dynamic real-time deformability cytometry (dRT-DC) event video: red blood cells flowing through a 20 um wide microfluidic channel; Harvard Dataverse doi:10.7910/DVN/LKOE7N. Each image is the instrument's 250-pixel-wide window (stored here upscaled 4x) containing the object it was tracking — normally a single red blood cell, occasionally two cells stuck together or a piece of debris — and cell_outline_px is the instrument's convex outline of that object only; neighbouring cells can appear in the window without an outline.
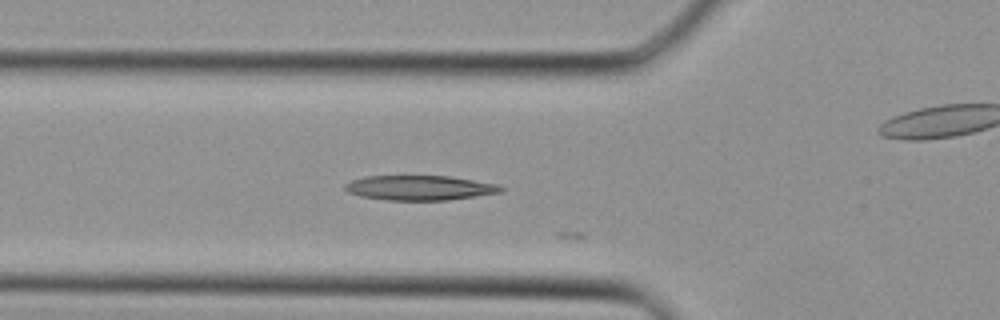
{"species": "Egyptian fruit bat (a non-hibernating species)", "species_latin": "Rousettus aegyptiacus", "temperature_condition": "cold", "stored_images_in_passage": 6, "camera_frame_rate_fps": 3000, "um_per_image_px": 0.085, "animal": {"sex": "female"}, "frame": {"image": 1, "passage_image": 2, "time_ms": 0.333, "image_size_px": [1000, 320], "cell_outline_px": [[504, 192], [448, 200], [388, 200], [360, 196], [348, 192], [344, 188], [344, 184], [352, 180], [364, 176], [448, 176], [500, 184], [504, 188]], "centroid_in_image_um": [35.7, 15.96], "position_along_channel_um": 90.1, "area_um2": 22.6}}
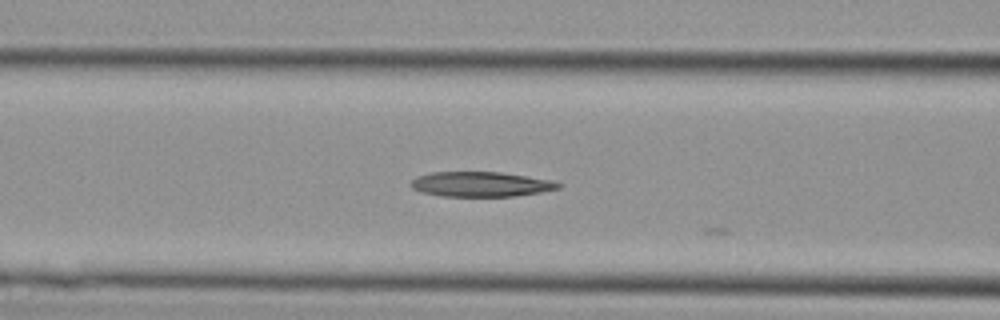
{"frame": {"image": 2, "passage_image": 4, "time_ms": 1.0, "image_size_px": [1000, 320], "cell_outline_px": [[564, 184], [560, 188], [540, 192], [516, 196], [444, 196], [420, 192], [412, 188], [408, 184], [416, 176], [432, 172], [500, 172], [552, 180]], "centroid_in_image_um": [40.86, 15.66], "position_along_channel_um": 125.7, "area_um2": 21.5}}